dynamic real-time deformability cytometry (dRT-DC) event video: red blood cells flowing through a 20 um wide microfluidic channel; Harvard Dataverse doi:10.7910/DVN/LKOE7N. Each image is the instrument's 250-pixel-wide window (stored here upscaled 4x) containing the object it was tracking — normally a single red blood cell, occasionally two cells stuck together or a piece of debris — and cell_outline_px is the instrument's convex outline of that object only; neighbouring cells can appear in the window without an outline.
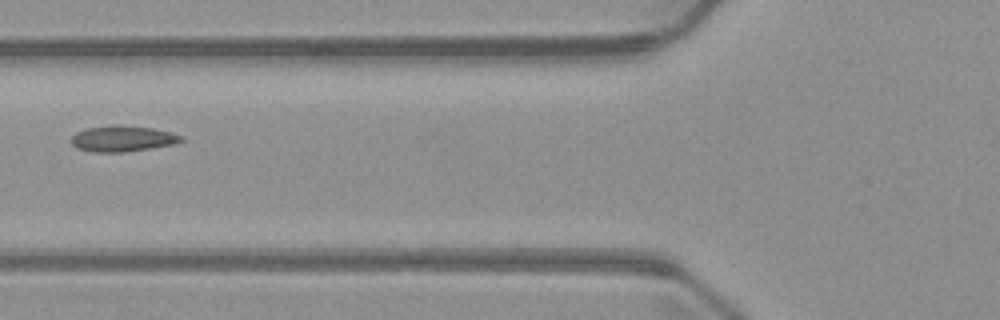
{"species": "common noctule bat (a hibernating species)", "species_latin": "Nyctalus noctula", "temperature_condition": "warm", "stored_images_in_passage": 3, "camera_frame_rate_fps": 3000, "um_per_image_px": 0.085, "animal": {"sex": "male", "body_mass_g": 23.1, "forearm_length_mm": 52.7}, "frame": {"image": 1, "passage_image": 2, "time_ms": 1.333, "image_size_px": [1000, 320], "cell_outline_px": [[184, 140], [176, 144], [152, 148], [124, 152], [92, 152], [76, 148], [68, 140], [76, 132], [88, 128], [112, 124], [120, 124], [152, 128], [172, 132], [184, 136]], "centroid_in_image_um": [10.43, 11.78], "position_along_channel_um": 115.4, "area_um2": 16.99}}
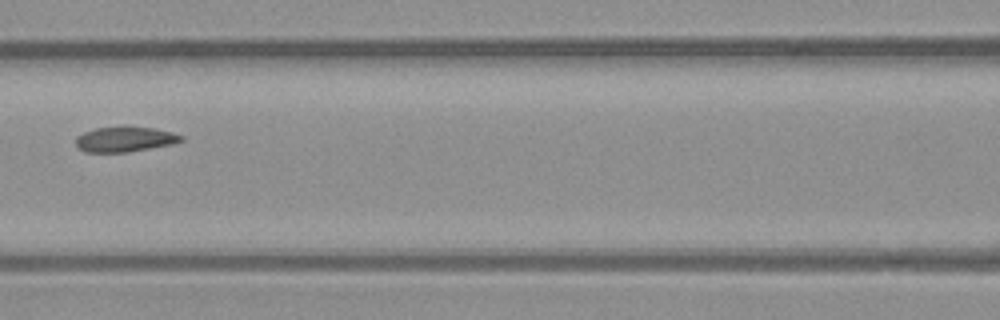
{"frame": {"image": 2, "passage_image": 3, "time_ms": 2.333, "image_size_px": [1000, 320], "cell_outline_px": [[184, 140], [172, 144], [128, 152], [84, 152], [76, 144], [76, 136], [84, 132], [96, 128], [124, 124], [156, 128], [172, 132], [184, 136]], "centroid_in_image_um": [10.63, 11.8], "position_along_channel_um": 156.0, "area_um2": 15.95}}